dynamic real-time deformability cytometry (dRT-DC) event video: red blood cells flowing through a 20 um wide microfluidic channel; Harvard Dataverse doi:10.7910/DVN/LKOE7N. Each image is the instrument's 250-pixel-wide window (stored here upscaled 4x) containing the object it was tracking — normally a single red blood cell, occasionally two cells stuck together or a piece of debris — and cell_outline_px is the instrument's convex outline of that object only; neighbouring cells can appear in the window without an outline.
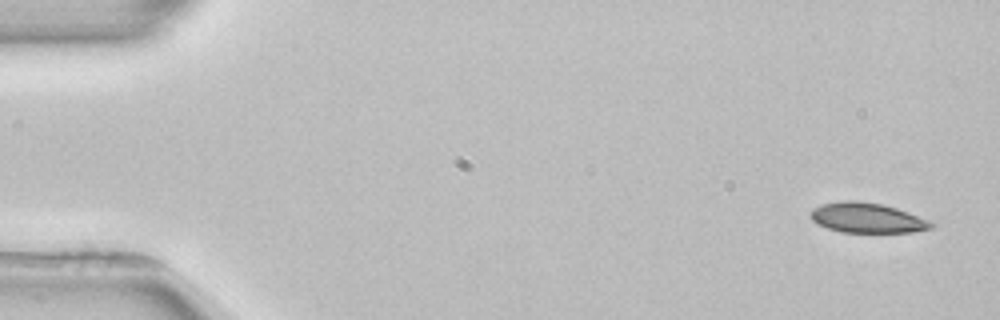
{"species": "common noctule bat (a hibernating species)", "species_latin": "Nyctalus noctula", "temperature_condition": "room temperature", "stored_images_in_passage": 6, "camera_frame_rate_fps": 3000, "um_per_image_px": 0.085, "animal": {"sex": "female", "body_mass_g": 22.7, "forearm_length_mm": 54.2}, "frame": {"image": 1, "passage_image": 1, "time_ms": 0.0, "image_size_px": [1000, 320], "cell_outline_px": [[936, 224], [932, 228], [912, 232], [840, 232], [816, 224], [808, 216], [808, 212], [812, 208], [820, 204], [844, 200], [852, 200], [880, 204], [896, 208], [908, 212], [928, 220]], "centroid_in_image_um": [73.64, 18.52], "position_along_channel_um": 11.4, "area_um2": 21.21}}
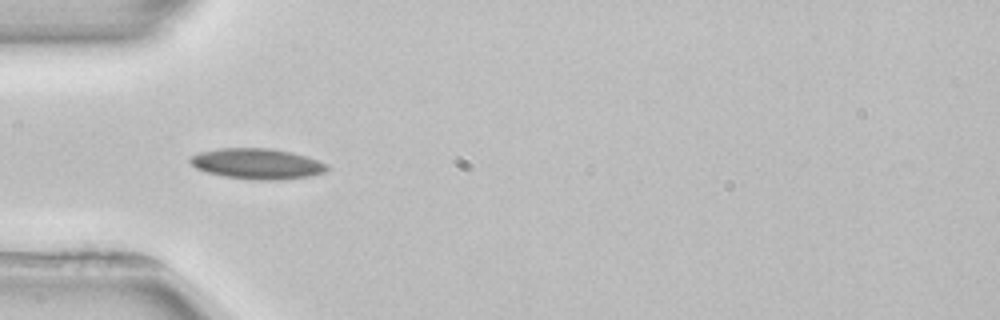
{"frame": {"image": 2, "passage_image": 4, "time_ms": 4.667, "image_size_px": [1000, 320], "cell_outline_px": [[328, 168], [324, 172], [308, 176], [276, 180], [256, 180], [224, 176], [208, 172], [196, 168], [188, 160], [188, 156], [200, 152], [216, 148], [268, 148], [292, 152], [328, 164]], "centroid_in_image_um": [21.8, 13.91], "position_along_channel_um": 63.2, "area_um2": 24.28}}